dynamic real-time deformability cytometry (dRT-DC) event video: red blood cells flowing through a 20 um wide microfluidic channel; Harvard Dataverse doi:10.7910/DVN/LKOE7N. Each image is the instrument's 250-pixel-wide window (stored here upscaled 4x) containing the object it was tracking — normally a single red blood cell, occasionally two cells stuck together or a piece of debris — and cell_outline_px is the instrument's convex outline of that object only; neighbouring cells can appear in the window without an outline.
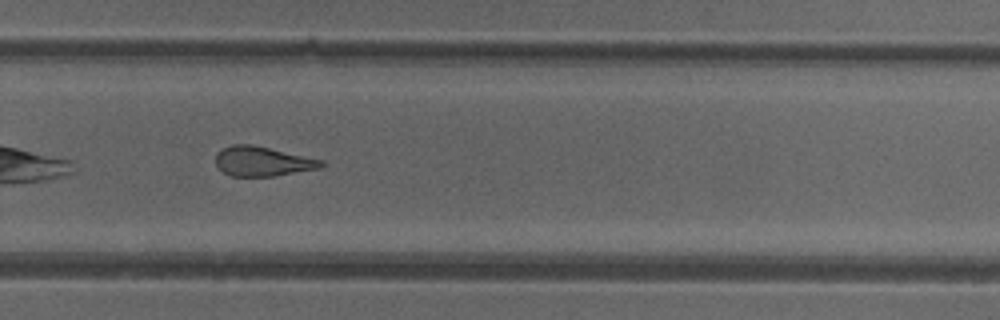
{"species": "common noctule bat (a hibernating species)", "species_latin": "Nyctalus noctula", "temperature_condition": "cold", "stored_images_in_passage": 34, "camera_frame_rate_fps": 3000, "um_per_image_px": 0.085, "animal": {"sex": "female"}, "frame": {"image": 1, "passage_image": 20, "time_ms": 6.333, "image_size_px": [1000, 320], "cell_outline_px": [[324, 164], [320, 168], [272, 176], [232, 176], [224, 172], [216, 164], [216, 152], [232, 144], [252, 144], [324, 160]], "centroid_in_image_um": [22.31, 13.7], "position_along_channel_um": 307.5, "area_um2": 18.09}, "authors_computed_cell_mechanics": {"area_um2": 19.3052, "velocity_mm_per_s": 4.0031, "shape_relaxation_time_tau1_ms": null, "shape_relaxation_time_tau2_ms": 3.1122, "deformation_change_tau1": null, "deformation_change_tau2": 0.129}}